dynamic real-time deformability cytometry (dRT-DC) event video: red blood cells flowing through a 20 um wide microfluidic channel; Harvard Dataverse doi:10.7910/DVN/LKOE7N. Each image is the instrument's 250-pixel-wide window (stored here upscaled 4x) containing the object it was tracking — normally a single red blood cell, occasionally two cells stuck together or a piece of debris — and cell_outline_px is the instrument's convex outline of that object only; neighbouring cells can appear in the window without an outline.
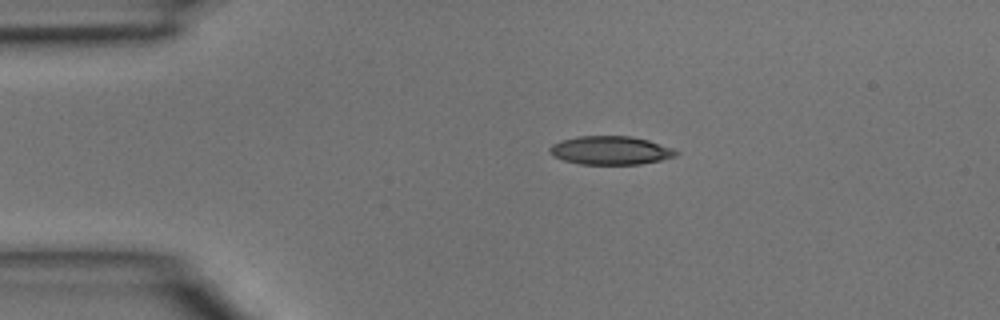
{"species": "common noctule bat (a hibernating species)", "species_latin": "Nyctalus noctula", "temperature_condition": "room temperature", "stored_images_in_passage": 37, "camera_frame_rate_fps": 3000, "um_per_image_px": 0.085, "animal": {"sex": "male", "body_mass_g": 15.6}, "frame": {"image": 1, "passage_image": 1, "time_ms": 0.0, "image_size_px": [1000, 320], "cell_outline_px": [[680, 152], [676, 156], [660, 160], [640, 164], [580, 164], [564, 160], [552, 156], [548, 152], [548, 148], [552, 144], [560, 140], [580, 136], [632, 136], [648, 140], [672, 148]], "centroid_in_image_um": [51.86, 12.78], "position_along_channel_um": 33.1, "area_um2": 21.04}}
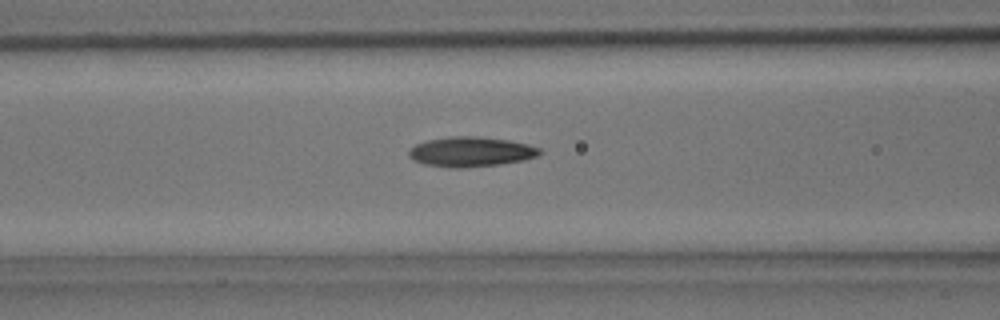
{"frame": {"image": 2, "passage_image": 10, "time_ms": 3.0, "image_size_px": [1000, 320], "cell_outline_px": [[544, 152], [536, 156], [524, 160], [500, 164], [464, 168], [448, 168], [424, 164], [412, 160], [408, 156], [408, 152], [416, 144], [428, 140], [452, 136], [480, 136], [508, 140], [528, 144], [540, 148]], "centroid_in_image_um": [40.03, 12.91], "position_along_channel_um": 126.6, "area_um2": 22.95}}
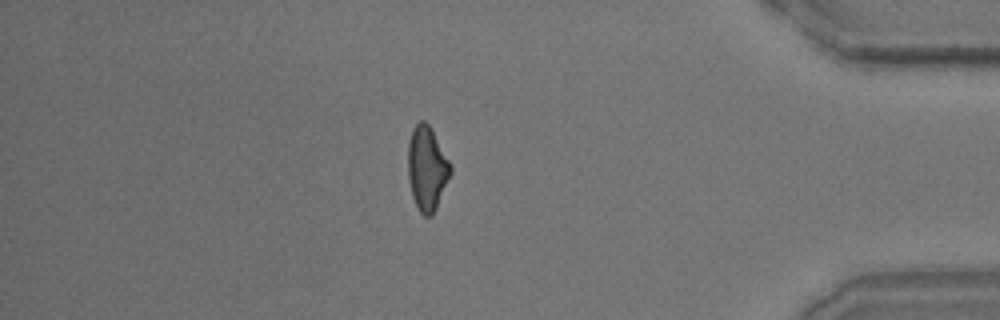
{"frame": {"image": 3, "passage_image": 31, "time_ms": 10.0, "image_size_px": [1000, 320], "cell_outline_px": [[452, 172], [436, 208], [432, 216], [424, 216], [420, 212], [412, 196], [408, 180], [408, 144], [412, 128], [420, 120], [424, 120], [428, 124], [448, 160], [452, 168]], "centroid_in_image_um": [36.27, 14.33], "position_along_channel_um": 398.9, "area_um2": 20.63}}